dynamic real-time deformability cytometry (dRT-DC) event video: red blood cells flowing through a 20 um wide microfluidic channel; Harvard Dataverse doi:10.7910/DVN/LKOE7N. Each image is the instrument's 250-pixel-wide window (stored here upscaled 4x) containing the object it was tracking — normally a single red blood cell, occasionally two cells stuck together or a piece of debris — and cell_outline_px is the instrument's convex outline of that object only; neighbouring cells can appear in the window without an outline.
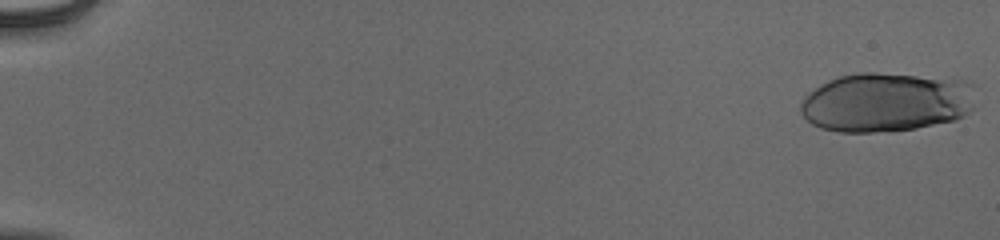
{"species": "human", "species_latin": "Homo sapiens", "temperature_condition": "cold", "stored_images_in_passage": 22, "camera_frame_rate_fps": 3000, "um_per_image_px": 0.085, "donor": {"sex": "male"}, "frame": {"image": 1, "passage_image": 1, "time_ms": 0.0, "image_size_px": [1000, 240], "cell_outline_px": [[976, 108], [964, 116], [956, 120], [916, 128], [888, 132], [840, 132], [820, 128], [812, 124], [800, 112], [800, 104], [804, 96], [808, 92], [820, 84], [828, 80], [840, 76], [860, 72], [872, 72], [964, 80], [972, 84]], "centroid_in_image_um": [75.33, 8.7], "position_along_channel_um": 9.7, "area_um2": 61.04}}
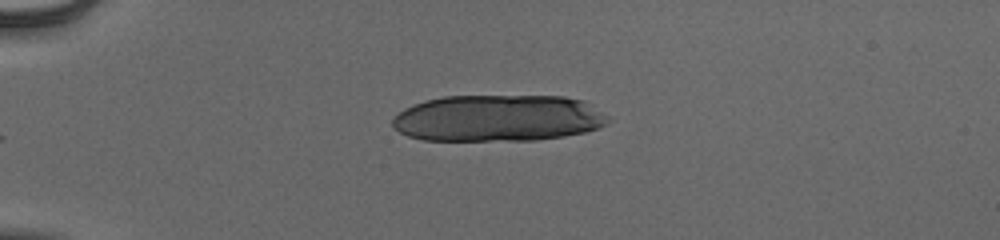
{"frame": {"image": 2, "passage_image": 15, "time_ms": 4.667, "image_size_px": [1000, 240], "cell_outline_px": [[608, 120], [600, 128], [584, 132], [564, 136], [536, 140], [424, 140], [408, 136], [400, 132], [392, 124], [392, 120], [404, 108], [424, 100], [444, 96], [564, 96], [584, 100], [608, 116]], "centroid_in_image_um": [42.34, 10.04], "position_along_channel_um": 42.7, "area_um2": 58.67}}